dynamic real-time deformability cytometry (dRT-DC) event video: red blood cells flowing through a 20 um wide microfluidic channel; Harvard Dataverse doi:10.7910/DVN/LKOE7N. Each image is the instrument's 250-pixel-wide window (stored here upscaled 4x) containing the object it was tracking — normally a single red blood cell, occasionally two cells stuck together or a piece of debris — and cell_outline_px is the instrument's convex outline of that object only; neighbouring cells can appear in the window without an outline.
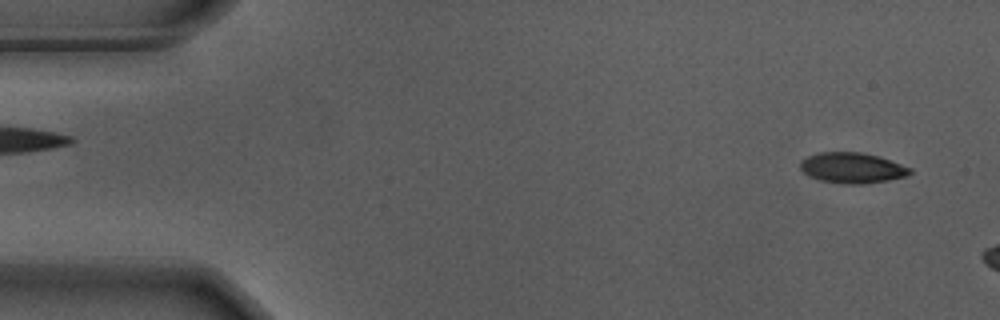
{"species": "Egyptian fruit bat (a non-hibernating species)", "species_latin": "Rousettus aegyptiacus", "temperature_condition": "warm", "stored_images_in_passage": 26, "camera_frame_rate_fps": 3000, "um_per_image_px": 0.085, "animal": {"sex": "male"}, "frame": {"image": 1, "passage_image": 1, "time_ms": 0.0, "image_size_px": [1000, 320], "cell_outline_px": [[912, 172], [908, 176], [888, 180], [860, 184], [844, 184], [820, 180], [808, 176], [800, 168], [800, 160], [808, 156], [820, 152], [860, 152], [876, 156], [912, 168]], "centroid_in_image_um": [72.41, 14.27], "position_along_channel_um": 12.6, "area_um2": 19.42}}
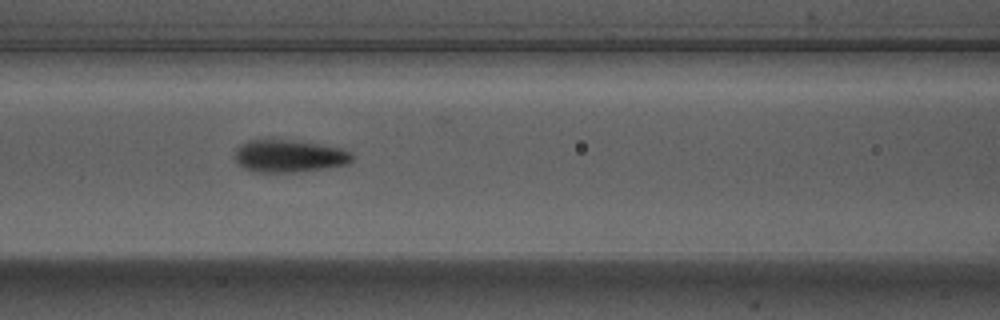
{"frame": {"image": 2, "passage_image": 21, "time_ms": 6.667, "image_size_px": [1000, 320], "cell_outline_px": [[356, 156], [348, 164], [324, 168], [296, 172], [252, 172], [244, 168], [236, 160], [236, 148], [240, 144], [248, 140], [272, 136], [344, 148], [352, 152]], "centroid_in_image_um": [24.58, 13.21], "position_along_channel_um": 142.0, "area_um2": 23.06}}
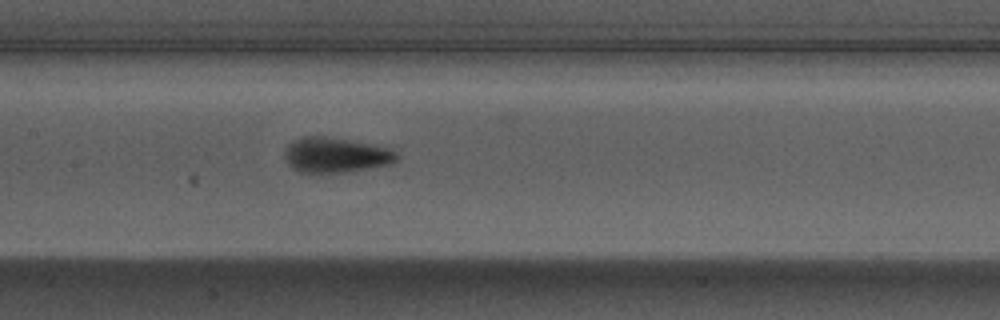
{"frame": {"image": 3, "passage_image": 24, "time_ms": 7.667, "image_size_px": [1000, 320], "cell_outline_px": [[400, 156], [396, 160], [388, 164], [348, 172], [308, 176], [292, 168], [288, 164], [284, 156], [284, 148], [292, 140], [304, 136], [324, 136], [388, 148], [396, 152]], "centroid_in_image_um": [28.43, 13.22], "position_along_channel_um": 179.0, "area_um2": 23.35}}